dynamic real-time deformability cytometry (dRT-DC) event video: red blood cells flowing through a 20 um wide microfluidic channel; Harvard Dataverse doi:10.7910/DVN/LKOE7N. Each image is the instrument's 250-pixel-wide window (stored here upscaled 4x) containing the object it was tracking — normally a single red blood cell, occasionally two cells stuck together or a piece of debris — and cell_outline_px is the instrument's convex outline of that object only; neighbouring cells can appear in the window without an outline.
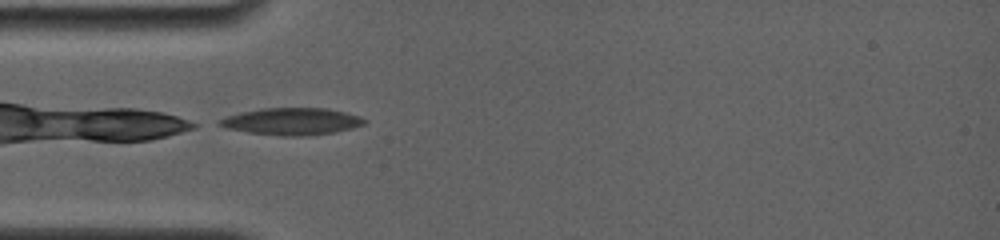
{"species": "common noctule bat (a hibernating species)", "species_latin": "Nyctalus noctula", "temperature_condition": "room temperature", "stored_images_in_passage": 39, "camera_frame_rate_fps": 4000, "um_per_image_px": 0.085, "animal": {"sex": "female", "body_mass_g": 19.0, "forearm_length_mm": 56.7}, "frame": {"image": 1, "passage_image": 1, "time_ms": 0.0, "image_size_px": [1000, 240], "cell_outline_px": [[368, 120], [364, 124], [352, 128], [336, 132], [300, 136], [280, 136], [248, 132], [224, 128], [216, 124], [216, 120], [224, 116], [240, 112], [260, 108], [328, 108], [348, 112], [360, 116]], "centroid_in_image_um": [24.76, 10.31], "position_along_channel_um": 60.2, "area_um2": 23.24}}
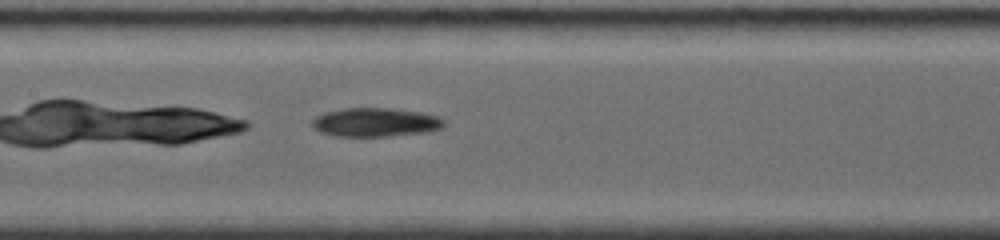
{"frame": {"image": 2, "passage_image": 13, "time_ms": 3.0, "image_size_px": [1000, 240], "cell_outline_px": [[444, 124], [440, 128], [424, 132], [388, 136], [336, 136], [320, 132], [312, 128], [312, 120], [316, 116], [324, 112], [344, 108], [392, 108], [420, 112], [436, 116], [444, 120]], "centroid_in_image_um": [31.85, 10.39], "position_along_channel_um": 175.5, "area_um2": 22.02}}
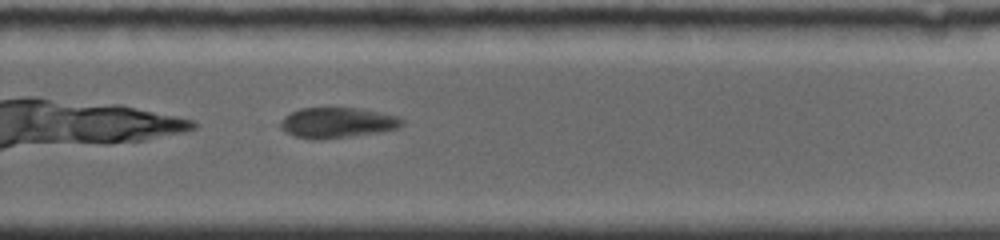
{"frame": {"image": 3, "passage_image": 26, "time_ms": 6.25, "image_size_px": [1000, 240], "cell_outline_px": [[404, 124], [400, 128], [376, 132], [348, 136], [316, 140], [296, 136], [284, 132], [276, 124], [284, 116], [300, 108], [360, 108], [380, 112], [396, 116], [404, 120]], "centroid_in_image_um": [28.62, 10.42], "position_along_channel_um": 301.2, "area_um2": 21.56}, "authors_computed_cell_mechanics": {"area_um2": 22.0796, "velocity_mm_per_s": 3.8719, "shape_relaxation_time_tau1_ms": null, "shape_relaxation_time_tau2_ms": 4.1682, "deformation_change_tau1": null, "deformation_change_tau2": 0.0804}}